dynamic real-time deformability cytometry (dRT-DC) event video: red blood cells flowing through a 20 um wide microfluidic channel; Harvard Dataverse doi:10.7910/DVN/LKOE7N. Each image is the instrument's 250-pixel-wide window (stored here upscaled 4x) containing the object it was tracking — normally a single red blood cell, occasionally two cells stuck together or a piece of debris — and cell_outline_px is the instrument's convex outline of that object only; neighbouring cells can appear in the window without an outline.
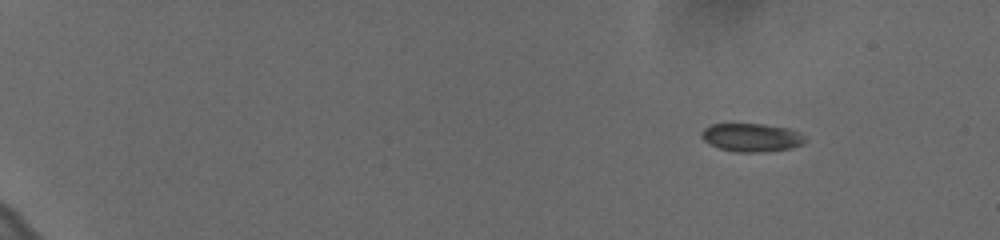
{"species": "human", "species_latin": "Homo sapiens", "temperature_condition": "cold", "stored_images_in_passage": 53, "camera_frame_rate_fps": 3000, "um_per_image_px": 0.085, "donor": {"sex": "female"}, "frame": {"image": 1, "passage_image": 1, "time_ms": 0.0, "image_size_px": [1000, 240], "cell_outline_px": [[804, 144], [792, 148], [760, 152], [736, 152], [720, 148], [704, 140], [700, 136], [700, 132], [704, 128], [712, 124], [764, 124], [788, 128], [800, 132], [804, 136]], "centroid_in_image_um": [63.89, 11.68], "position_along_channel_um": 21.1, "area_um2": 17.05}}
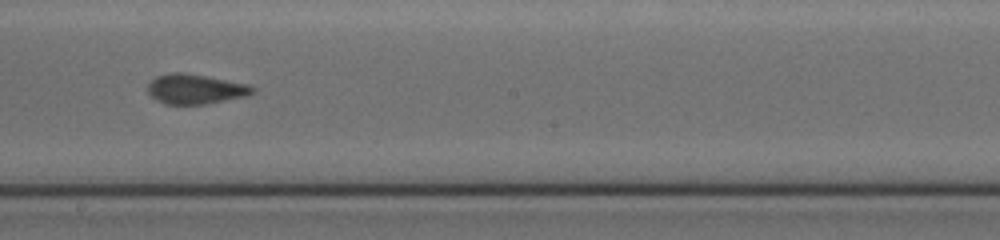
{"frame": {"image": 2, "passage_image": 31, "time_ms": 10.0, "image_size_px": [1000, 240], "cell_outline_px": [[256, 92], [248, 96], [204, 104], [164, 104], [156, 100], [148, 92], [148, 84], [156, 76], [168, 72], [180, 72], [204, 76], [248, 84], [256, 88]], "centroid_in_image_um": [16.62, 7.57], "position_along_channel_um": 231.6, "area_um2": 18.21}}
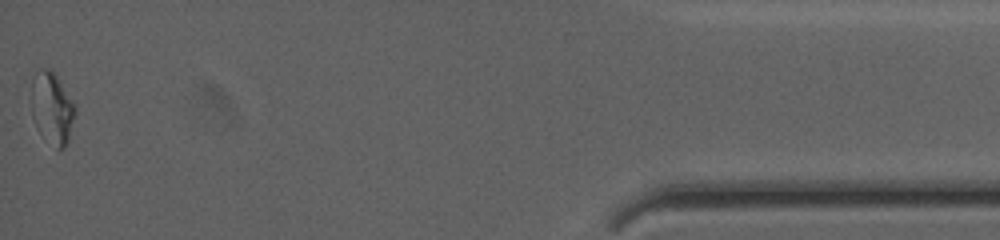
{"frame": {"image": 3, "passage_image": 53, "time_ms": 17.333, "image_size_px": [1000, 240], "cell_outline_px": [[76, 112], [68, 140], [64, 148], [56, 148], [36, 128], [32, 92], [32, 80], [36, 72], [40, 68], [48, 68], [56, 76], [76, 108]], "centroid_in_image_um": [4.44, 9.19], "position_along_channel_um": 430.8, "area_um2": 17.51}}